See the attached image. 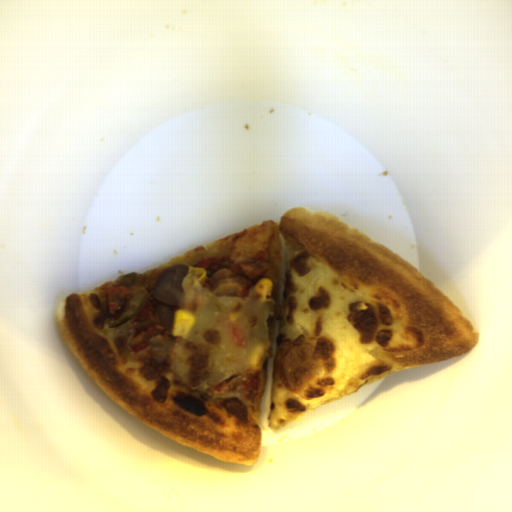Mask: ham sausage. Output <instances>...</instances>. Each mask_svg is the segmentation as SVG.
Listing matches in <instances>:
<instances>
[{"mask_svg":"<svg viewBox=\"0 0 512 512\" xmlns=\"http://www.w3.org/2000/svg\"><path fill=\"white\" fill-rule=\"evenodd\" d=\"M188 273L186 264L170 266L158 275L152 289L155 313L164 330L172 329V315L182 300V285Z\"/></svg>","mask_w":512,"mask_h":512,"instance_id":"obj_1","label":"ham sausage"}]
</instances>
